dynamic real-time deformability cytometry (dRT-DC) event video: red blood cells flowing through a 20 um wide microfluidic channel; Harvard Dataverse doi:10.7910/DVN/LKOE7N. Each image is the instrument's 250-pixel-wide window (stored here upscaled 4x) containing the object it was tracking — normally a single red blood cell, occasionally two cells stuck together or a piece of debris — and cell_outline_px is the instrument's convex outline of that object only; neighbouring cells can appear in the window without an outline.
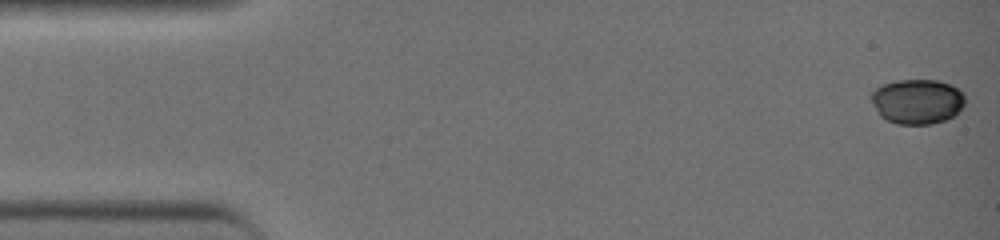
{"species": "common noctule bat (a hibernating species)", "species_latin": "Nyctalus noctula", "temperature_condition": "warm", "stored_images_in_passage": 8, "camera_frame_rate_fps": 3000, "um_per_image_px": 0.085, "animal": {"sex": "female", "body_mass_g": 19.0, "forearm_length_mm": 51.5}, "frame": {"image": 1, "passage_image": 1, "time_ms": 0.0, "image_size_px": [1000, 240], "cell_outline_px": [[964, 104], [952, 116], [944, 120], [932, 124], [896, 124], [880, 116], [868, 96], [868, 92], [884, 84], [896, 80], [936, 80], [948, 84], [956, 88], [964, 96]], "centroid_in_image_um": [77.89, 8.62], "position_along_channel_um": 7.1, "area_um2": 24.45}}